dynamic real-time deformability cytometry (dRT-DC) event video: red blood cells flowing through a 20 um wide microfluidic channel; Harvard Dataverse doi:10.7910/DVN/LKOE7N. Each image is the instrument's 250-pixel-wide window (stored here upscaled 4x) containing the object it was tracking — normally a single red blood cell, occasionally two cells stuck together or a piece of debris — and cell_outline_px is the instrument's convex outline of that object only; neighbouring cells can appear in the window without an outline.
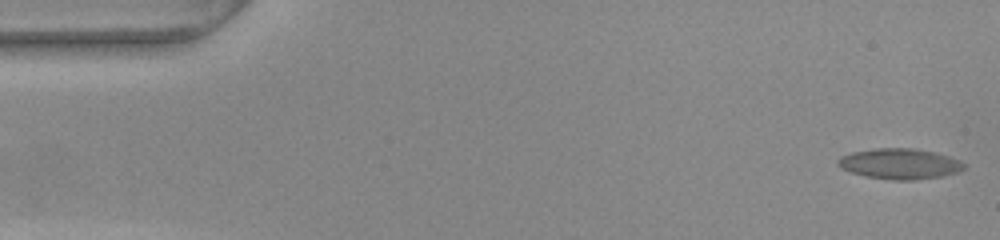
{"species": "common noctule bat (a hibernating species)", "species_latin": "Nyctalus noctula", "temperature_condition": "warm", "stored_images_in_passage": 54, "camera_frame_rate_fps": 3000, "um_per_image_px": 0.085, "animal": {"sex": "female", "body_mass_g": 22.0, "forearm_length_mm": 56.7}, "frame": {"image": 1, "passage_image": 1, "time_ms": 0.0, "image_size_px": [1000, 240], "cell_outline_px": [[964, 168], [956, 172], [940, 176], [912, 180], [892, 180], [868, 176], [852, 172], [840, 168], [836, 164], [836, 160], [840, 156], [852, 152], [876, 148], [912, 148], [932, 152], [948, 156], [960, 160], [964, 164]], "centroid_in_image_um": [76.42, 13.91], "position_along_channel_um": 8.6, "area_um2": 22.2}}
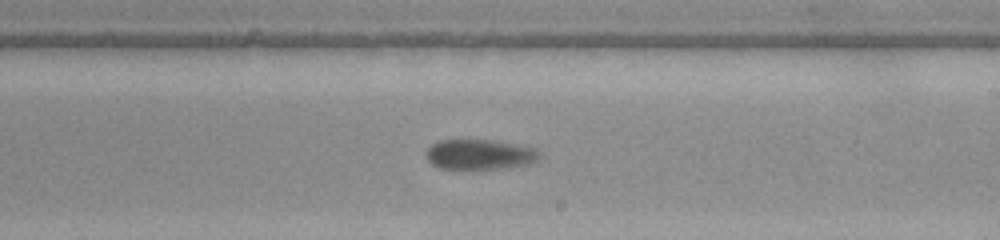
{"frame": {"image": 2, "passage_image": 31, "time_ms": 10.0, "image_size_px": [1000, 240], "cell_outline_px": [[540, 160], [528, 164], [504, 168], [440, 168], [432, 164], [424, 156], [424, 152], [432, 144], [440, 140], [492, 140], [520, 144], [536, 148], [540, 152]], "centroid_in_image_um": [40.8, 13.11], "position_along_channel_um": 248.2, "area_um2": 20.06}}
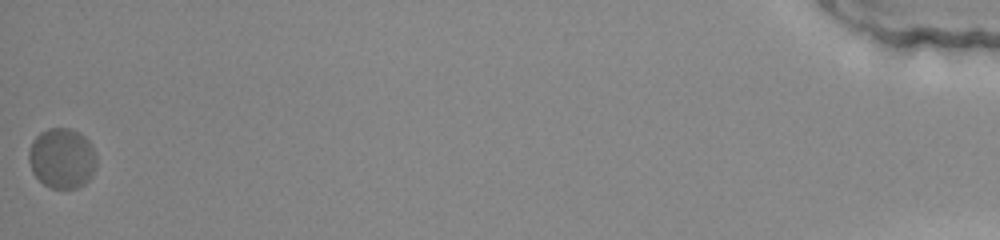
{"frame": {"image": 3, "passage_image": 54, "time_ms": 17.667, "image_size_px": [1000, 240], "cell_outline_px": [[96, 168], [92, 176], [84, 184], [76, 188], [52, 188], [44, 184], [32, 172], [28, 160], [28, 152], [32, 140], [40, 132], [48, 128], [68, 128], [80, 132], [88, 140], [96, 156]], "centroid_in_image_um": [5.26, 13.44], "position_along_channel_um": 429.9, "area_um2": 23.93}}